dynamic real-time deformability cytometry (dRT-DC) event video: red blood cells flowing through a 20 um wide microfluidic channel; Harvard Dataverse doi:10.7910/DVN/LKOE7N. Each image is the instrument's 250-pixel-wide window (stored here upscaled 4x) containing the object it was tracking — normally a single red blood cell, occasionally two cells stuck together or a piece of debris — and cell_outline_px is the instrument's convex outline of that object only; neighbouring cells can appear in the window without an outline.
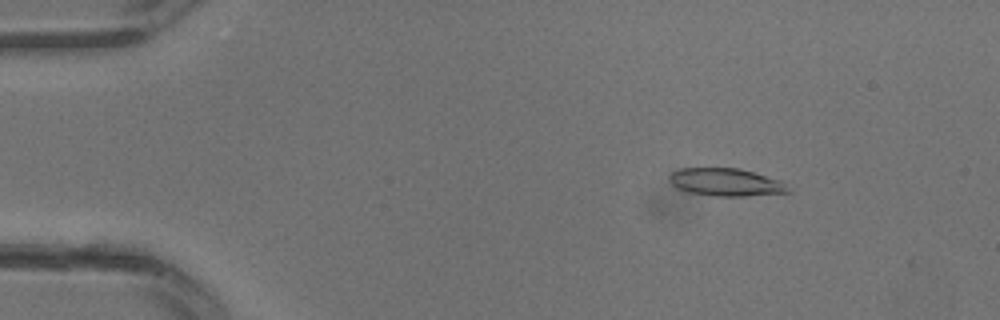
{"species": "common noctule bat (a hibernating species)", "species_latin": "Nyctalus noctula", "temperature_condition": "warm", "stored_images_in_passage": 16, "camera_frame_rate_fps": 3000, "um_per_image_px": 0.085, "animal": {"sex": "male", "body_mass_g": 13.3}, "frame": {"image": 1, "passage_image": 5, "time_ms": 1.333, "image_size_px": [1000, 320], "cell_outline_px": [[792, 192], [744, 196], [712, 196], [688, 192], [676, 188], [668, 180], [668, 176], [672, 172], [680, 168], [740, 168], [780, 180]], "centroid_in_image_um": [61.66, 15.49], "position_along_channel_um": 23.3, "area_um2": 19.25}}
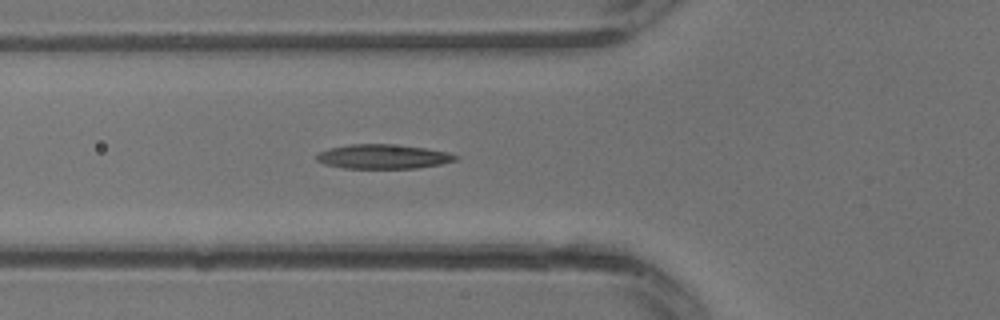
{"frame": {"image": 2, "passage_image": 12, "time_ms": 3.667, "image_size_px": [1000, 320], "cell_outline_px": [[460, 156], [456, 160], [440, 164], [416, 168], [344, 168], [324, 164], [316, 160], [316, 156], [320, 152], [328, 148], [348, 144], [388, 144], [424, 148], [448, 152]], "centroid_in_image_um": [32.54, 13.31], "position_along_channel_um": 93.3, "area_um2": 19.65}}
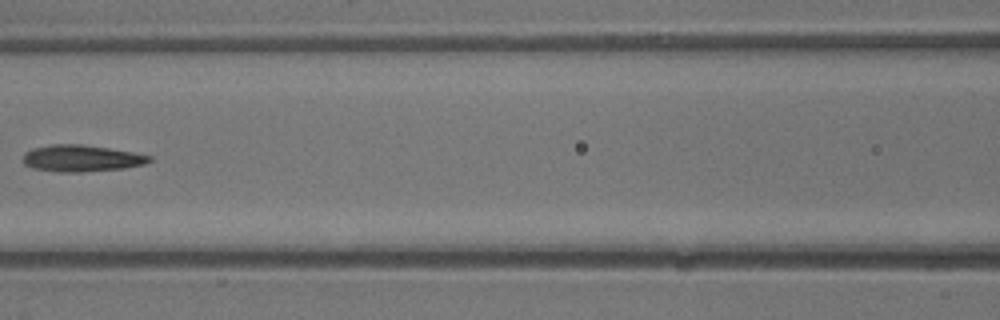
{"frame": {"image": 3, "passage_image": 15, "time_ms": 4.667, "image_size_px": [1000, 320], "cell_outline_px": [[152, 160], [144, 164], [124, 168], [80, 172], [60, 172], [32, 168], [24, 164], [24, 152], [32, 148], [52, 144], [80, 144], [108, 148], [132, 152], [152, 156]], "centroid_in_image_um": [6.9, 13.45], "position_along_channel_um": 159.7, "area_um2": 19.54}}